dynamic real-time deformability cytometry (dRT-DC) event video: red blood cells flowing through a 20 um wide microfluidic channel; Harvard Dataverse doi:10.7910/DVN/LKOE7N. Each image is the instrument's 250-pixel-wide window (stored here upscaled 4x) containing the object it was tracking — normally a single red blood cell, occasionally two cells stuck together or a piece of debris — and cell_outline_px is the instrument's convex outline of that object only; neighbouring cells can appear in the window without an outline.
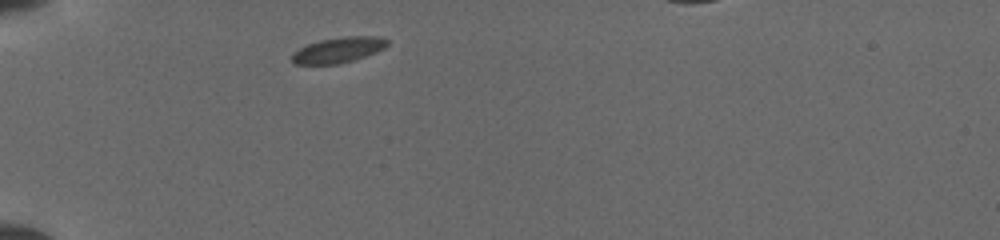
{"species": "common noctule bat (a hibernating species)", "species_latin": "Nyctalus noctula", "temperature_condition": "cold", "stored_images_in_passage": 7, "camera_frame_rate_fps": 3000, "um_per_image_px": 0.085, "animal": {"sex": "female", "body_mass_g": 19.5, "forearm_length_mm": 54.1}, "frame": {"image": 1, "passage_image": 1, "time_ms": 0.0, "image_size_px": [1000, 240], "cell_outline_px": [[388, 44], [384, 48], [364, 56], [336, 64], [296, 64], [292, 60], [292, 56], [300, 48], [308, 44], [320, 40], [348, 36], [372, 36], [388, 40]], "centroid_in_image_um": [28.75, 4.24], "position_along_channel_um": 56.2, "area_um2": 13.64}}
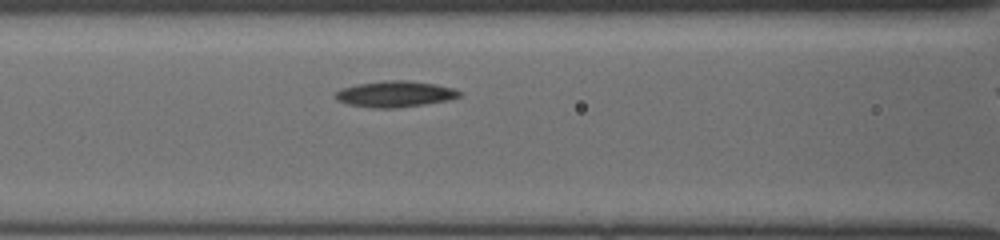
{"frame": {"image": 2, "passage_image": 5, "time_ms": 1.0, "image_size_px": [1000, 240], "cell_outline_px": [[460, 96], [448, 100], [424, 104], [392, 108], [372, 108], [348, 104], [336, 100], [336, 92], [344, 88], [360, 84], [384, 80], [408, 80], [436, 84], [452, 88], [460, 92]], "centroid_in_image_um": [33.58, 7.99], "position_along_channel_um": 133.0, "area_um2": 18.55}}